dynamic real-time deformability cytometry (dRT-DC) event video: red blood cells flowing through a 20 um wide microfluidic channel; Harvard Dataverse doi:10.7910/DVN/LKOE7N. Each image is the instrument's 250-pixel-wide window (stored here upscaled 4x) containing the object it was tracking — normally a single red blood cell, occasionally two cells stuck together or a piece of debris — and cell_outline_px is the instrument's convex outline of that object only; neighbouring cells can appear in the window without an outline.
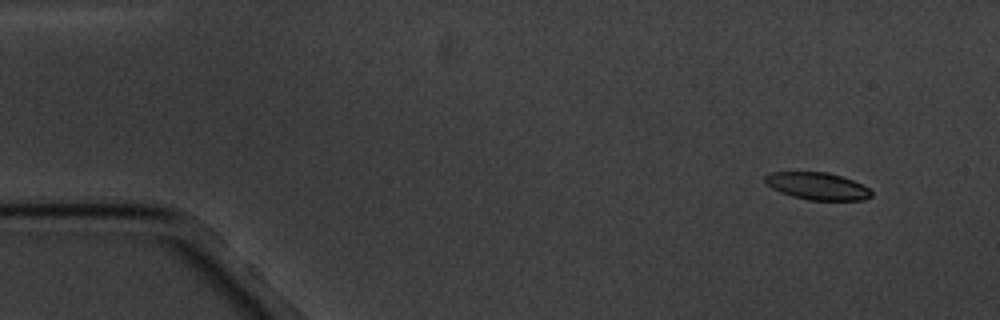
{"species": "common noctule bat (a hibernating species)", "species_latin": "Nyctalus noctula", "temperature_condition": "cold", "stored_images_in_passage": 13, "camera_frame_rate_fps": 3000, "um_per_image_px": 0.085, "animal": {"sex": "male", "body_mass_g": 20.1, "forearm_length_mm": 53.5}, "frame": {"image": 1, "passage_image": 2, "time_ms": 1.333, "image_size_px": [1000, 320], "cell_outline_px": [[872, 196], [864, 200], [808, 200], [792, 196], [780, 192], [772, 188], [764, 180], [764, 176], [768, 172], [828, 172], [852, 180], [868, 188], [872, 192]], "centroid_in_image_um": [69.46, 15.82], "position_along_channel_um": 15.5, "area_um2": 16.82}}
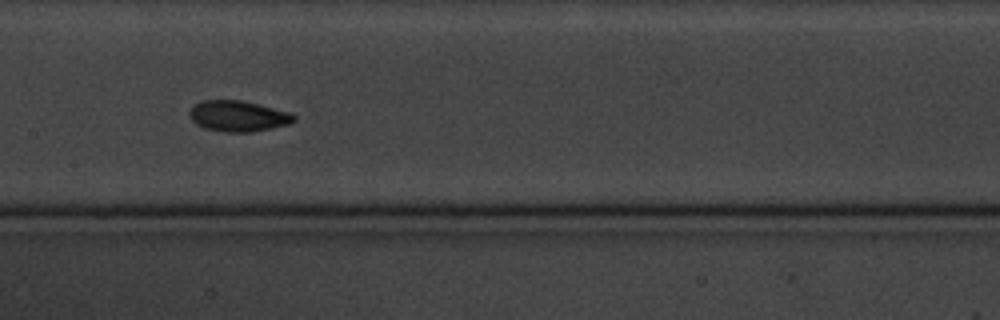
{"frame": {"image": 2, "passage_image": 9, "time_ms": 9.333, "image_size_px": [1000, 320], "cell_outline_px": [[296, 120], [288, 124], [272, 128], [252, 132], [224, 132], [204, 128], [196, 124], [192, 120], [188, 112], [192, 104], [200, 100], [240, 100], [292, 112], [296, 116]], "centroid_in_image_um": [20.22, 9.86], "position_along_channel_um": 187.2, "area_um2": 19.02}}
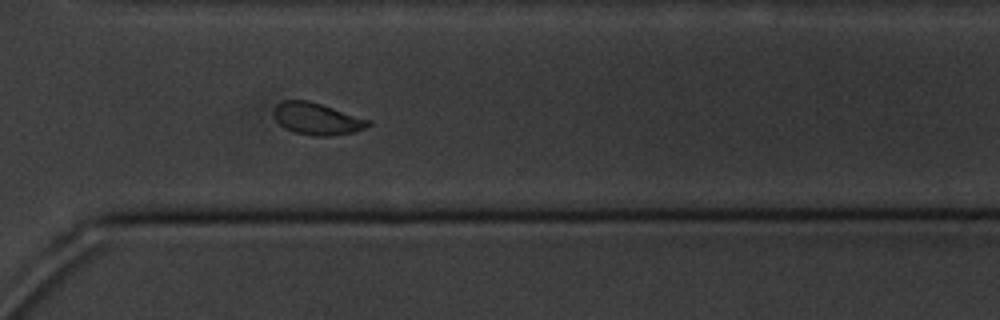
{"frame": {"image": 3, "passage_image": 13, "time_ms": 14.0, "image_size_px": [1000, 320], "cell_outline_px": [[372, 124], [364, 128], [352, 132], [332, 136], [312, 136], [296, 132], [284, 128], [272, 116], [272, 112], [276, 104], [284, 100], [308, 100], [372, 120]], "centroid_in_image_um": [26.92, 10.09], "position_along_channel_um": 343.7, "area_um2": 17.69}}